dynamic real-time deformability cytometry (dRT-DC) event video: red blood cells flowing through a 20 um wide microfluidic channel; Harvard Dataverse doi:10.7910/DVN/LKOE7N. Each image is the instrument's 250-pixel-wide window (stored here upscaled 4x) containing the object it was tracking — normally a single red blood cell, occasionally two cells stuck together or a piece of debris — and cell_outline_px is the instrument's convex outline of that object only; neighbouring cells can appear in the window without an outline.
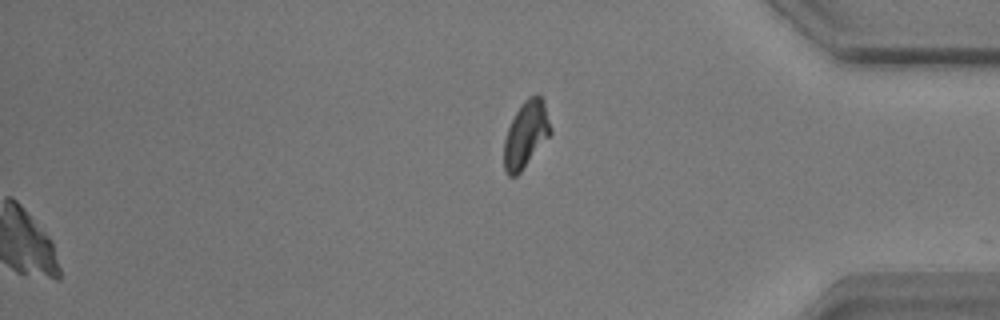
{"species": "common noctule bat (a hibernating species)", "species_latin": "Nyctalus noctula", "temperature_condition": "warm", "stored_images_in_passage": 41, "camera_frame_rate_fps": 3000, "um_per_image_px": 0.085, "animal": {"sex": "male", "body_mass_g": 17.9}, "frame": {"image": 1, "passage_image": 41, "time_ms": 13.333, "image_size_px": [1000, 320], "cell_outline_px": [[552, 132], [520, 172], [516, 176], [508, 176], [504, 172], [504, 140], [508, 128], [516, 112], [524, 100], [528, 96], [536, 92], [544, 100], [552, 128]], "centroid_in_image_um": [44.71, 11.39], "position_along_channel_um": 390.5, "area_um2": 18.03}}